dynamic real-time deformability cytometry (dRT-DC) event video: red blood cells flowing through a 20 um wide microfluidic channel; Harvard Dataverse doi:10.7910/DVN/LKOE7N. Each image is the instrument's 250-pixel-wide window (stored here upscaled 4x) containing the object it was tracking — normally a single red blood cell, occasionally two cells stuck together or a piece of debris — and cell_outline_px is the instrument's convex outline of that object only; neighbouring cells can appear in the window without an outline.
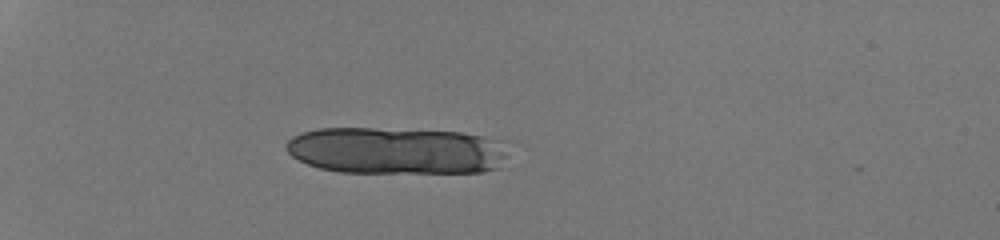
{"species": "human", "species_latin": "Homo sapiens", "temperature_condition": "room temperature", "stored_images_in_passage": 15, "camera_frame_rate_fps": 3000, "um_per_image_px": 0.085, "donor": {"sex": "male"}, "frame": {"image": 1, "passage_image": 9, "time_ms": 2.667, "image_size_px": [1000, 240], "cell_outline_px": [[504, 156], [500, 168], [484, 172], [340, 172], [320, 168], [308, 164], [292, 156], [284, 148], [284, 144], [292, 136], [304, 132], [320, 128], [372, 128], [460, 132], [484, 136], [504, 140]], "centroid_in_image_um": [33.67, 12.8], "position_along_channel_um": 51.3, "area_um2": 60.86}}